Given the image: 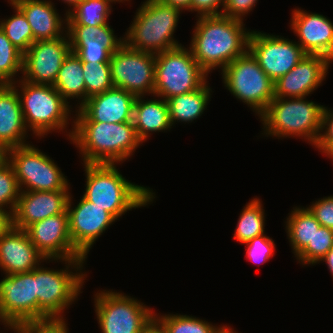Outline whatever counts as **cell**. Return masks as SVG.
Here are the masks:
<instances>
[{"instance_id":"obj_1","label":"cell","mask_w":333,"mask_h":333,"mask_svg":"<svg viewBox=\"0 0 333 333\" xmlns=\"http://www.w3.org/2000/svg\"><path fill=\"white\" fill-rule=\"evenodd\" d=\"M196 18L189 49L208 75L216 69L222 71L248 51L252 30L244 21L224 15Z\"/></svg>"},{"instance_id":"obj_2","label":"cell","mask_w":333,"mask_h":333,"mask_svg":"<svg viewBox=\"0 0 333 333\" xmlns=\"http://www.w3.org/2000/svg\"><path fill=\"white\" fill-rule=\"evenodd\" d=\"M82 164L86 177L82 197L109 212L116 220L127 211L152 204L156 198L152 188L125 179L117 164Z\"/></svg>"},{"instance_id":"obj_3","label":"cell","mask_w":333,"mask_h":333,"mask_svg":"<svg viewBox=\"0 0 333 333\" xmlns=\"http://www.w3.org/2000/svg\"><path fill=\"white\" fill-rule=\"evenodd\" d=\"M51 261H61L65 266L60 270L44 267V262ZM86 261L84 258L46 259L35 268L37 322L66 320L64 311L79 299L88 277L84 268Z\"/></svg>"},{"instance_id":"obj_4","label":"cell","mask_w":333,"mask_h":333,"mask_svg":"<svg viewBox=\"0 0 333 333\" xmlns=\"http://www.w3.org/2000/svg\"><path fill=\"white\" fill-rule=\"evenodd\" d=\"M70 143L87 164H122L133 157L143 142L133 122H74Z\"/></svg>"},{"instance_id":"obj_5","label":"cell","mask_w":333,"mask_h":333,"mask_svg":"<svg viewBox=\"0 0 333 333\" xmlns=\"http://www.w3.org/2000/svg\"><path fill=\"white\" fill-rule=\"evenodd\" d=\"M11 85L18 92L28 131H32L31 133L38 139L55 131L66 132L67 139H71L74 130V116H71L74 114L71 112H74V109L71 110L72 105L53 85L34 84L21 78ZM70 123L72 128L67 131Z\"/></svg>"},{"instance_id":"obj_6","label":"cell","mask_w":333,"mask_h":333,"mask_svg":"<svg viewBox=\"0 0 333 333\" xmlns=\"http://www.w3.org/2000/svg\"><path fill=\"white\" fill-rule=\"evenodd\" d=\"M324 107L307 97H274L258 117L262 121V135L275 139L297 137L315 147L322 130Z\"/></svg>"},{"instance_id":"obj_7","label":"cell","mask_w":333,"mask_h":333,"mask_svg":"<svg viewBox=\"0 0 333 333\" xmlns=\"http://www.w3.org/2000/svg\"><path fill=\"white\" fill-rule=\"evenodd\" d=\"M126 29L124 43L133 49L158 54L181 46L173 35L182 11L160 0L141 2Z\"/></svg>"},{"instance_id":"obj_8","label":"cell","mask_w":333,"mask_h":333,"mask_svg":"<svg viewBox=\"0 0 333 333\" xmlns=\"http://www.w3.org/2000/svg\"><path fill=\"white\" fill-rule=\"evenodd\" d=\"M208 77L189 47L181 45L155 55L153 95L167 101L174 96L199 89Z\"/></svg>"},{"instance_id":"obj_9","label":"cell","mask_w":333,"mask_h":333,"mask_svg":"<svg viewBox=\"0 0 333 333\" xmlns=\"http://www.w3.org/2000/svg\"><path fill=\"white\" fill-rule=\"evenodd\" d=\"M220 73L225 89L250 107L258 117L275 97L274 82L262 70L249 50L228 64Z\"/></svg>"},{"instance_id":"obj_10","label":"cell","mask_w":333,"mask_h":333,"mask_svg":"<svg viewBox=\"0 0 333 333\" xmlns=\"http://www.w3.org/2000/svg\"><path fill=\"white\" fill-rule=\"evenodd\" d=\"M93 297L101 333H142L155 318L151 307L122 292L98 290Z\"/></svg>"},{"instance_id":"obj_11","label":"cell","mask_w":333,"mask_h":333,"mask_svg":"<svg viewBox=\"0 0 333 333\" xmlns=\"http://www.w3.org/2000/svg\"><path fill=\"white\" fill-rule=\"evenodd\" d=\"M20 191L70 190V182L57 162L35 145L27 144L8 150Z\"/></svg>"},{"instance_id":"obj_12","label":"cell","mask_w":333,"mask_h":333,"mask_svg":"<svg viewBox=\"0 0 333 333\" xmlns=\"http://www.w3.org/2000/svg\"><path fill=\"white\" fill-rule=\"evenodd\" d=\"M113 86L138 96H153L155 54L128 47L125 43L110 57Z\"/></svg>"},{"instance_id":"obj_13","label":"cell","mask_w":333,"mask_h":333,"mask_svg":"<svg viewBox=\"0 0 333 333\" xmlns=\"http://www.w3.org/2000/svg\"><path fill=\"white\" fill-rule=\"evenodd\" d=\"M37 322L35 269L30 272L4 275L0 280V324L4 329Z\"/></svg>"},{"instance_id":"obj_14","label":"cell","mask_w":333,"mask_h":333,"mask_svg":"<svg viewBox=\"0 0 333 333\" xmlns=\"http://www.w3.org/2000/svg\"><path fill=\"white\" fill-rule=\"evenodd\" d=\"M248 50L273 82L287 74L306 55L296 40L259 30L251 31Z\"/></svg>"},{"instance_id":"obj_15","label":"cell","mask_w":333,"mask_h":333,"mask_svg":"<svg viewBox=\"0 0 333 333\" xmlns=\"http://www.w3.org/2000/svg\"><path fill=\"white\" fill-rule=\"evenodd\" d=\"M72 198L70 193L67 204L69 234L74 249L87 259L94 243L116 222V219L83 197L77 205H73Z\"/></svg>"},{"instance_id":"obj_16","label":"cell","mask_w":333,"mask_h":333,"mask_svg":"<svg viewBox=\"0 0 333 333\" xmlns=\"http://www.w3.org/2000/svg\"><path fill=\"white\" fill-rule=\"evenodd\" d=\"M70 52L67 34L57 39L35 41L23 54L21 79L34 84L54 85Z\"/></svg>"},{"instance_id":"obj_17","label":"cell","mask_w":333,"mask_h":333,"mask_svg":"<svg viewBox=\"0 0 333 333\" xmlns=\"http://www.w3.org/2000/svg\"><path fill=\"white\" fill-rule=\"evenodd\" d=\"M332 61L323 55L306 54L287 74L274 82L277 98L308 97L322 86Z\"/></svg>"},{"instance_id":"obj_18","label":"cell","mask_w":333,"mask_h":333,"mask_svg":"<svg viewBox=\"0 0 333 333\" xmlns=\"http://www.w3.org/2000/svg\"><path fill=\"white\" fill-rule=\"evenodd\" d=\"M135 99L136 96L132 93L113 87L90 96L75 109L74 122H132Z\"/></svg>"},{"instance_id":"obj_19","label":"cell","mask_w":333,"mask_h":333,"mask_svg":"<svg viewBox=\"0 0 333 333\" xmlns=\"http://www.w3.org/2000/svg\"><path fill=\"white\" fill-rule=\"evenodd\" d=\"M31 242L46 259L83 258L69 234L67 210L31 224L27 229Z\"/></svg>"},{"instance_id":"obj_20","label":"cell","mask_w":333,"mask_h":333,"mask_svg":"<svg viewBox=\"0 0 333 333\" xmlns=\"http://www.w3.org/2000/svg\"><path fill=\"white\" fill-rule=\"evenodd\" d=\"M290 29L306 54L323 55L333 62V23L323 14L295 8Z\"/></svg>"},{"instance_id":"obj_21","label":"cell","mask_w":333,"mask_h":333,"mask_svg":"<svg viewBox=\"0 0 333 333\" xmlns=\"http://www.w3.org/2000/svg\"><path fill=\"white\" fill-rule=\"evenodd\" d=\"M70 190L20 191L11 225L26 230L31 224L67 210Z\"/></svg>"},{"instance_id":"obj_22","label":"cell","mask_w":333,"mask_h":333,"mask_svg":"<svg viewBox=\"0 0 333 333\" xmlns=\"http://www.w3.org/2000/svg\"><path fill=\"white\" fill-rule=\"evenodd\" d=\"M45 260L26 230L10 224L0 235V270L5 275L30 272Z\"/></svg>"},{"instance_id":"obj_23","label":"cell","mask_w":333,"mask_h":333,"mask_svg":"<svg viewBox=\"0 0 333 333\" xmlns=\"http://www.w3.org/2000/svg\"><path fill=\"white\" fill-rule=\"evenodd\" d=\"M25 15L31 26L34 42L64 37L67 33V15L63 18L52 0H10Z\"/></svg>"},{"instance_id":"obj_24","label":"cell","mask_w":333,"mask_h":333,"mask_svg":"<svg viewBox=\"0 0 333 333\" xmlns=\"http://www.w3.org/2000/svg\"><path fill=\"white\" fill-rule=\"evenodd\" d=\"M20 98L11 84H0V143L7 149L29 144Z\"/></svg>"},{"instance_id":"obj_25","label":"cell","mask_w":333,"mask_h":333,"mask_svg":"<svg viewBox=\"0 0 333 333\" xmlns=\"http://www.w3.org/2000/svg\"><path fill=\"white\" fill-rule=\"evenodd\" d=\"M153 97L148 100L146 96H138L133 107L132 122L138 138L144 143L154 132H167L173 128L169 120L167 101L155 95Z\"/></svg>"},{"instance_id":"obj_26","label":"cell","mask_w":333,"mask_h":333,"mask_svg":"<svg viewBox=\"0 0 333 333\" xmlns=\"http://www.w3.org/2000/svg\"><path fill=\"white\" fill-rule=\"evenodd\" d=\"M208 82L207 80L197 90L177 95L167 100L171 126L175 127L179 122L189 124L202 116L212 96V88Z\"/></svg>"},{"instance_id":"obj_27","label":"cell","mask_w":333,"mask_h":333,"mask_svg":"<svg viewBox=\"0 0 333 333\" xmlns=\"http://www.w3.org/2000/svg\"><path fill=\"white\" fill-rule=\"evenodd\" d=\"M53 87L69 104L71 99H78L75 100L79 102L75 105V109L86 101L82 61L74 52L71 51L64 60Z\"/></svg>"},{"instance_id":"obj_28","label":"cell","mask_w":333,"mask_h":333,"mask_svg":"<svg viewBox=\"0 0 333 333\" xmlns=\"http://www.w3.org/2000/svg\"><path fill=\"white\" fill-rule=\"evenodd\" d=\"M285 221V231L292 253L296 257L308 244L321 224L307 207L294 206Z\"/></svg>"},{"instance_id":"obj_29","label":"cell","mask_w":333,"mask_h":333,"mask_svg":"<svg viewBox=\"0 0 333 333\" xmlns=\"http://www.w3.org/2000/svg\"><path fill=\"white\" fill-rule=\"evenodd\" d=\"M110 23L98 26L67 25L66 33L70 44H93L100 42L111 53L124 44V36L117 37Z\"/></svg>"},{"instance_id":"obj_30","label":"cell","mask_w":333,"mask_h":333,"mask_svg":"<svg viewBox=\"0 0 333 333\" xmlns=\"http://www.w3.org/2000/svg\"><path fill=\"white\" fill-rule=\"evenodd\" d=\"M265 216L262 200L258 197L249 200L240 212L233 239L244 244L265 234Z\"/></svg>"},{"instance_id":"obj_31","label":"cell","mask_w":333,"mask_h":333,"mask_svg":"<svg viewBox=\"0 0 333 333\" xmlns=\"http://www.w3.org/2000/svg\"><path fill=\"white\" fill-rule=\"evenodd\" d=\"M116 0H82L67 14V25L98 26L109 23Z\"/></svg>"},{"instance_id":"obj_32","label":"cell","mask_w":333,"mask_h":333,"mask_svg":"<svg viewBox=\"0 0 333 333\" xmlns=\"http://www.w3.org/2000/svg\"><path fill=\"white\" fill-rule=\"evenodd\" d=\"M7 2L13 6L15 14L0 19V28L11 43L24 54L34 43L32 29L23 12L10 0Z\"/></svg>"},{"instance_id":"obj_33","label":"cell","mask_w":333,"mask_h":333,"mask_svg":"<svg viewBox=\"0 0 333 333\" xmlns=\"http://www.w3.org/2000/svg\"><path fill=\"white\" fill-rule=\"evenodd\" d=\"M155 319L162 325L167 333H215L221 326L195 317L181 314H157Z\"/></svg>"},{"instance_id":"obj_34","label":"cell","mask_w":333,"mask_h":333,"mask_svg":"<svg viewBox=\"0 0 333 333\" xmlns=\"http://www.w3.org/2000/svg\"><path fill=\"white\" fill-rule=\"evenodd\" d=\"M22 69L23 53L11 43L0 28V84H12L18 81Z\"/></svg>"},{"instance_id":"obj_35","label":"cell","mask_w":333,"mask_h":333,"mask_svg":"<svg viewBox=\"0 0 333 333\" xmlns=\"http://www.w3.org/2000/svg\"><path fill=\"white\" fill-rule=\"evenodd\" d=\"M86 100L113 88L109 62H82Z\"/></svg>"},{"instance_id":"obj_36","label":"cell","mask_w":333,"mask_h":333,"mask_svg":"<svg viewBox=\"0 0 333 333\" xmlns=\"http://www.w3.org/2000/svg\"><path fill=\"white\" fill-rule=\"evenodd\" d=\"M332 247L333 230L320 226L313 236L312 244H308L295 259L303 266L316 265Z\"/></svg>"},{"instance_id":"obj_37","label":"cell","mask_w":333,"mask_h":333,"mask_svg":"<svg viewBox=\"0 0 333 333\" xmlns=\"http://www.w3.org/2000/svg\"><path fill=\"white\" fill-rule=\"evenodd\" d=\"M19 195L20 188L14 169L7 161L0 166V209L11 215L16 208Z\"/></svg>"},{"instance_id":"obj_38","label":"cell","mask_w":333,"mask_h":333,"mask_svg":"<svg viewBox=\"0 0 333 333\" xmlns=\"http://www.w3.org/2000/svg\"><path fill=\"white\" fill-rule=\"evenodd\" d=\"M244 244L247 248L245 258L257 265L266 263L275 254L276 244L266 234L254 237Z\"/></svg>"},{"instance_id":"obj_39","label":"cell","mask_w":333,"mask_h":333,"mask_svg":"<svg viewBox=\"0 0 333 333\" xmlns=\"http://www.w3.org/2000/svg\"><path fill=\"white\" fill-rule=\"evenodd\" d=\"M70 48L82 62H109L112 54L100 42L93 44H70Z\"/></svg>"},{"instance_id":"obj_40","label":"cell","mask_w":333,"mask_h":333,"mask_svg":"<svg viewBox=\"0 0 333 333\" xmlns=\"http://www.w3.org/2000/svg\"><path fill=\"white\" fill-rule=\"evenodd\" d=\"M66 320L23 323L9 329L11 333H69Z\"/></svg>"},{"instance_id":"obj_41","label":"cell","mask_w":333,"mask_h":333,"mask_svg":"<svg viewBox=\"0 0 333 333\" xmlns=\"http://www.w3.org/2000/svg\"><path fill=\"white\" fill-rule=\"evenodd\" d=\"M316 220L328 229L333 230V195L317 199L306 206Z\"/></svg>"},{"instance_id":"obj_42","label":"cell","mask_w":333,"mask_h":333,"mask_svg":"<svg viewBox=\"0 0 333 333\" xmlns=\"http://www.w3.org/2000/svg\"><path fill=\"white\" fill-rule=\"evenodd\" d=\"M315 149L325 155L333 147V110L324 107L322 113V130Z\"/></svg>"},{"instance_id":"obj_43","label":"cell","mask_w":333,"mask_h":333,"mask_svg":"<svg viewBox=\"0 0 333 333\" xmlns=\"http://www.w3.org/2000/svg\"><path fill=\"white\" fill-rule=\"evenodd\" d=\"M258 0H225L222 15L244 21Z\"/></svg>"},{"instance_id":"obj_44","label":"cell","mask_w":333,"mask_h":333,"mask_svg":"<svg viewBox=\"0 0 333 333\" xmlns=\"http://www.w3.org/2000/svg\"><path fill=\"white\" fill-rule=\"evenodd\" d=\"M224 2L225 0H192L191 12H197V17L219 16L222 15Z\"/></svg>"},{"instance_id":"obj_45","label":"cell","mask_w":333,"mask_h":333,"mask_svg":"<svg viewBox=\"0 0 333 333\" xmlns=\"http://www.w3.org/2000/svg\"><path fill=\"white\" fill-rule=\"evenodd\" d=\"M163 4L173 6L180 9L182 12H191V1L192 0H160Z\"/></svg>"},{"instance_id":"obj_46","label":"cell","mask_w":333,"mask_h":333,"mask_svg":"<svg viewBox=\"0 0 333 333\" xmlns=\"http://www.w3.org/2000/svg\"><path fill=\"white\" fill-rule=\"evenodd\" d=\"M11 216L4 209H0V235L10 226Z\"/></svg>"},{"instance_id":"obj_47","label":"cell","mask_w":333,"mask_h":333,"mask_svg":"<svg viewBox=\"0 0 333 333\" xmlns=\"http://www.w3.org/2000/svg\"><path fill=\"white\" fill-rule=\"evenodd\" d=\"M142 333H167L162 325L154 318Z\"/></svg>"},{"instance_id":"obj_48","label":"cell","mask_w":333,"mask_h":333,"mask_svg":"<svg viewBox=\"0 0 333 333\" xmlns=\"http://www.w3.org/2000/svg\"><path fill=\"white\" fill-rule=\"evenodd\" d=\"M321 262H325V264L328 266L327 268L333 278V247L318 261L317 264H319Z\"/></svg>"},{"instance_id":"obj_49","label":"cell","mask_w":333,"mask_h":333,"mask_svg":"<svg viewBox=\"0 0 333 333\" xmlns=\"http://www.w3.org/2000/svg\"><path fill=\"white\" fill-rule=\"evenodd\" d=\"M8 150L0 143V166L8 161Z\"/></svg>"},{"instance_id":"obj_50","label":"cell","mask_w":333,"mask_h":333,"mask_svg":"<svg viewBox=\"0 0 333 333\" xmlns=\"http://www.w3.org/2000/svg\"><path fill=\"white\" fill-rule=\"evenodd\" d=\"M80 1H82V0H61V2L66 3V6L68 5V8L70 7L69 9L65 10L66 11V15L69 12H71L77 6V4Z\"/></svg>"},{"instance_id":"obj_51","label":"cell","mask_w":333,"mask_h":333,"mask_svg":"<svg viewBox=\"0 0 333 333\" xmlns=\"http://www.w3.org/2000/svg\"><path fill=\"white\" fill-rule=\"evenodd\" d=\"M215 333H238V331L231 328V325H221V327Z\"/></svg>"},{"instance_id":"obj_52","label":"cell","mask_w":333,"mask_h":333,"mask_svg":"<svg viewBox=\"0 0 333 333\" xmlns=\"http://www.w3.org/2000/svg\"><path fill=\"white\" fill-rule=\"evenodd\" d=\"M325 155L333 162V147Z\"/></svg>"},{"instance_id":"obj_53","label":"cell","mask_w":333,"mask_h":333,"mask_svg":"<svg viewBox=\"0 0 333 333\" xmlns=\"http://www.w3.org/2000/svg\"><path fill=\"white\" fill-rule=\"evenodd\" d=\"M116 1H117V3H118V2H119V3H120V2H121V3H125L126 1H127V2L129 1V2H130V1H132V0H116Z\"/></svg>"}]
</instances>
